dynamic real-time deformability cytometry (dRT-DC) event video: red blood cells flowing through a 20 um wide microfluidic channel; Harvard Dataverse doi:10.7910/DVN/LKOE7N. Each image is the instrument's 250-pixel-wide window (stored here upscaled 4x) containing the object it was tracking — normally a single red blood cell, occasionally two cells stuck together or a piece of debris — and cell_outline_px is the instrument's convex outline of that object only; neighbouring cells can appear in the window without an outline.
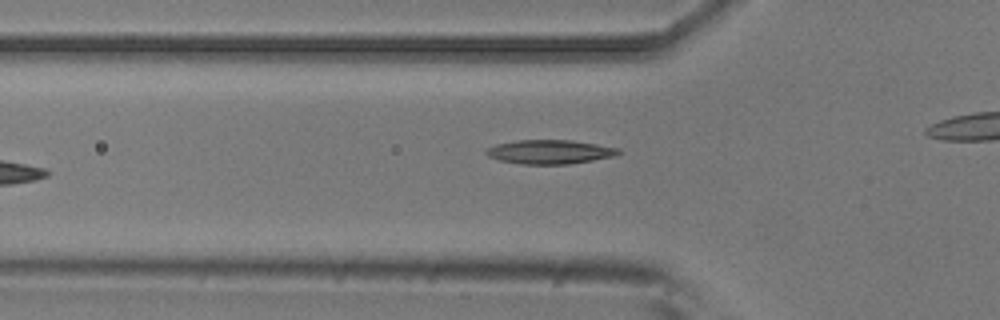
{"species": "common noctule bat (a hibernating species)", "species_latin": "Nyctalus noctula", "temperature_condition": "room temperature", "stored_images_in_passage": 9, "camera_frame_rate_fps": 3000, "um_per_image_px": 0.085, "animal": {"sex": "male", "body_mass_g": 20.5, "forearm_length_mm": 52.5}, "frame": {"image": 1, "passage_image": 6, "time_ms": 1.667, "image_size_px": [1000, 320], "cell_outline_px": [[620, 152], [616, 156], [568, 164], [520, 164], [500, 160], [488, 156], [484, 152], [488, 148], [496, 144], [516, 140], [572, 140], [620, 148]], "centroid_in_image_um": [46.73, 12.9], "position_along_channel_um": 79.1, "area_um2": 18.5}}
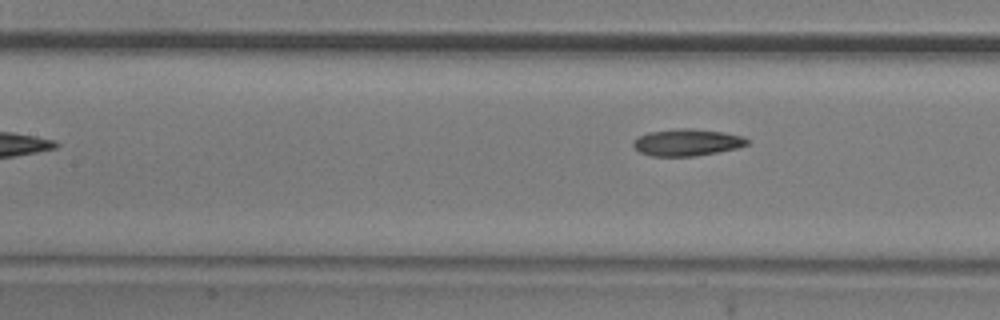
{"frame": {"image": 2, "passage_image": 9, "time_ms": 2.667, "image_size_px": [1000, 320], "cell_outline_px": [[748, 144], [736, 148], [696, 156], [652, 156], [640, 152], [632, 144], [632, 140], [636, 136], [648, 132], [676, 128], [692, 128], [724, 132], [744, 136], [748, 140]], "centroid_in_image_um": [58.36, 12.09], "position_along_channel_um": 149.0, "area_um2": 17.98}}